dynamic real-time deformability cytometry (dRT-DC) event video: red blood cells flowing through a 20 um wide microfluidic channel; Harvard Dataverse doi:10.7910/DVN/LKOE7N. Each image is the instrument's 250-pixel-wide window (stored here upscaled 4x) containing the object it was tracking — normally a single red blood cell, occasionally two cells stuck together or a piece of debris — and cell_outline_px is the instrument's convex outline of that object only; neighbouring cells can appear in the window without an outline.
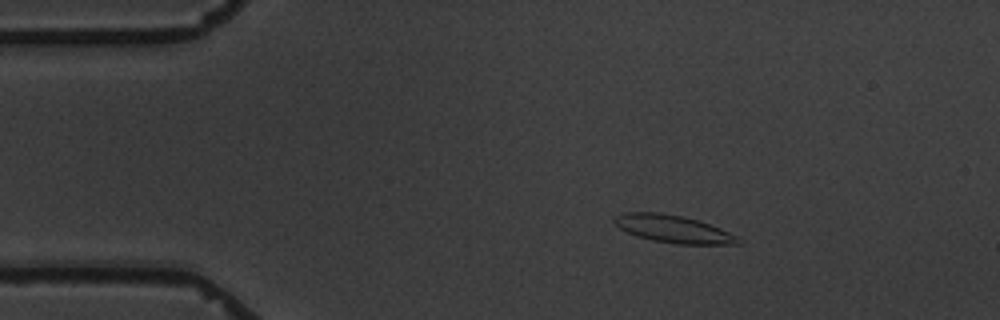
{"species": "common noctule bat (a hibernating species)", "species_latin": "Nyctalus noctula", "temperature_condition": "warm", "stored_images_in_passage": 5, "camera_frame_rate_fps": 3000, "um_per_image_px": 0.085, "animal": {"sex": "male", "body_mass_g": 19.5, "forearm_length_mm": 54.6}, "frame": {"image": 1, "passage_image": 2, "time_ms": 1.0, "image_size_px": [1000, 320], "cell_outline_px": [[744, 240], [740, 244], [676, 244], [652, 240], [636, 236], [620, 228], [612, 220], [616, 216], [624, 212], [656, 212], [684, 216], [700, 220], [720, 228]], "centroid_in_image_um": [57.25, 19.46], "position_along_channel_um": 27.8, "area_um2": 19.94}}
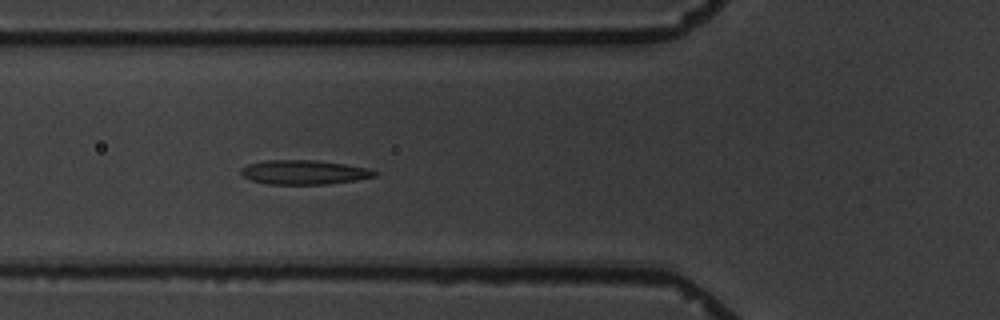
{"frame": {"image": 2, "passage_image": 5, "time_ms": 4.667, "image_size_px": [1000, 320], "cell_outline_px": [[376, 176], [356, 180], [328, 184], [268, 184], [252, 180], [244, 176], [240, 172], [240, 168], [248, 164], [264, 160], [316, 160], [344, 164], [368, 168], [376, 172]], "centroid_in_image_um": [25.82, 14.64], "position_along_channel_um": 100.0, "area_um2": 18.84}}